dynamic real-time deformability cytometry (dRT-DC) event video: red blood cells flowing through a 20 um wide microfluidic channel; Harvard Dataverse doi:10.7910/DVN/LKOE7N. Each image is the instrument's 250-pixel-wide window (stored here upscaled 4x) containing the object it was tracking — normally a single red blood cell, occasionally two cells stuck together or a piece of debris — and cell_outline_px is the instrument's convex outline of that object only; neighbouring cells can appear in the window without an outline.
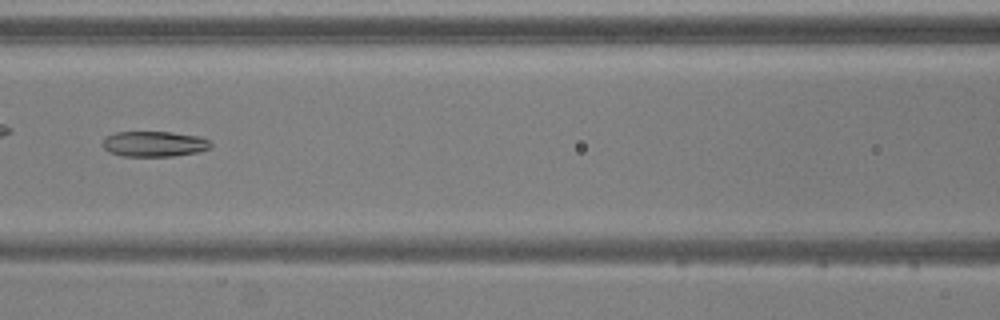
{"species": "common noctule bat (a hibernating species)", "species_latin": "Nyctalus noctula", "temperature_condition": "warm", "stored_images_in_passage": 52, "camera_frame_rate_fps": 3000, "um_per_image_px": 0.085, "animal": {"sex": "male", "body_mass_g": 20.5, "forearm_length_mm": 52.5}, "frame": {"image": 1, "passage_image": 23, "time_ms": 7.333, "image_size_px": [1000, 320], "cell_outline_px": [[212, 144], [208, 148], [200, 152], [172, 156], [120, 156], [108, 152], [100, 144], [104, 136], [116, 132], [172, 132], [200, 136], [208, 140]], "centroid_in_image_um": [13.05, 12.23], "position_along_channel_um": 153.5, "area_um2": 16.3}, "authors_computed_cell_mechanics": {"area_um2": 19.7676, "velocity_mm_per_s": 3.7592, "shape_relaxation_time_tau1_ms": null, "shape_relaxation_time_tau2_ms": 3.5497, "deformation_change_tau1": null, "deformation_change_tau2": 0.1106}}